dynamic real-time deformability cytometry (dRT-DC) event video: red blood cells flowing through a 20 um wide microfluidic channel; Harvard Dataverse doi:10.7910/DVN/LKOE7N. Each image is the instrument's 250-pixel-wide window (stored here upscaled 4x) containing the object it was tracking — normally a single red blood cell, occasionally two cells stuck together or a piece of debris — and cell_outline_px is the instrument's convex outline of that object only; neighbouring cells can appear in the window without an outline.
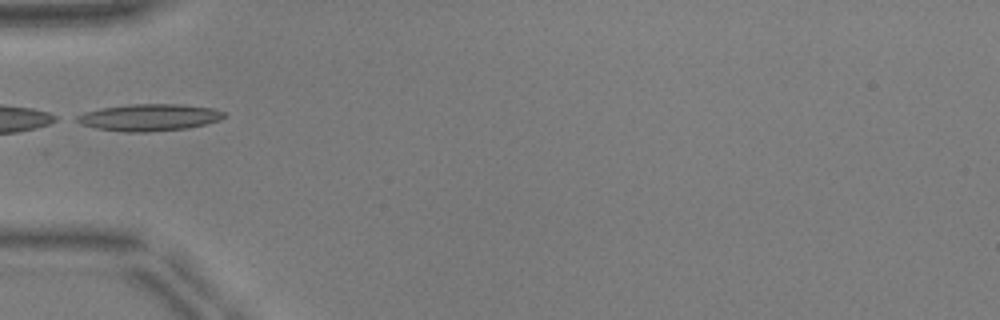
{"species": "common noctule bat (a hibernating species)", "species_latin": "Nyctalus noctula", "temperature_condition": "warm", "stored_images_in_passage": 33, "camera_frame_rate_fps": 3000, "um_per_image_px": 0.085, "animal": {"sex": "male", "body_mass_g": 17.9, "forearm_length_mm": 54.2}, "frame": {"image": 1, "passage_image": 1, "time_ms": 0.0, "image_size_px": [1000, 320], "cell_outline_px": [[224, 116], [220, 120], [188, 128], [148, 132], [124, 132], [96, 128], [80, 124], [72, 120], [76, 116], [84, 112], [100, 108], [132, 104], [180, 104], [212, 108], [224, 112]], "centroid_in_image_um": [12.62, 9.98], "position_along_channel_um": 72.4, "area_um2": 23.12}}
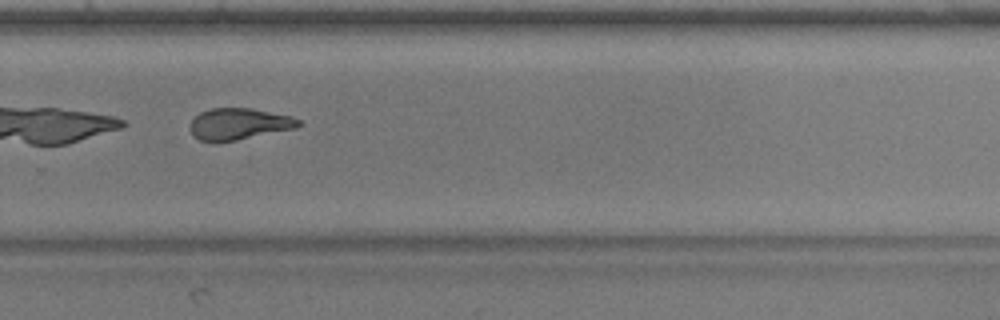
{"frame": {"image": 2, "passage_image": 19, "time_ms": 6.0, "image_size_px": [1000, 320], "cell_outline_px": [[304, 124], [296, 128], [236, 140], [200, 140], [192, 136], [192, 120], [200, 112], [212, 108], [252, 108], [292, 116], [300, 120]], "centroid_in_image_um": [20.38, 10.51], "position_along_channel_um": 309.4, "area_um2": 19.59}, "authors_computed_cell_mechanics": {"area_um2": 20.6346, "velocity_mm_per_s": 3.9588, "shape_relaxation_time_tau1_ms": 2.7894, "shape_relaxation_time_tau2_ms": 1.1479, "deformation_change_tau1": 0.1809, "deformation_change_tau2": 0.0923}}